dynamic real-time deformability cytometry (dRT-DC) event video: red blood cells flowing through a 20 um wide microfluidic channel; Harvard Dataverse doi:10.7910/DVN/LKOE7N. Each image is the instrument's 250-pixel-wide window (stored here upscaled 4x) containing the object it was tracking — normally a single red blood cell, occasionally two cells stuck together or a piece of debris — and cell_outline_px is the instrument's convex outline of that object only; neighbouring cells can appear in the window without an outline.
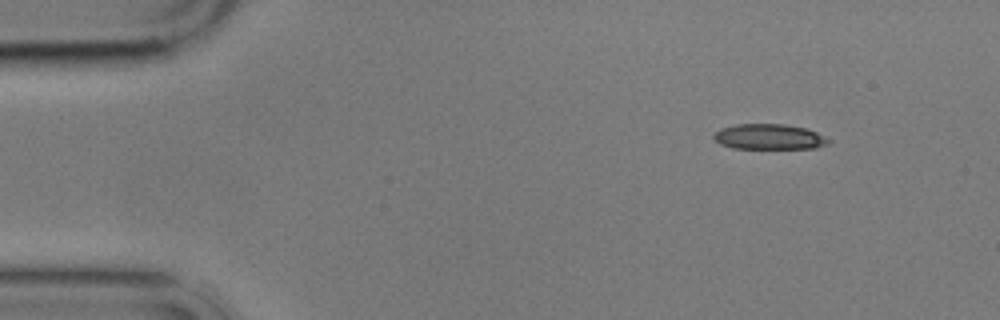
{"species": "common noctule bat (a hibernating species)", "species_latin": "Nyctalus noctula", "temperature_condition": "cold", "stored_images_in_passage": 4, "camera_frame_rate_fps": 3000, "um_per_image_px": 0.085, "animal": {"sex": "male", "body_mass_g": 17.9}, "frame": {"image": 1, "passage_image": 1, "time_ms": 0.0, "image_size_px": [1000, 320], "cell_outline_px": [[832, 140], [828, 144], [816, 148], [732, 148], [720, 144], [712, 136], [720, 128], [736, 124], [784, 124], [808, 128]], "centroid_in_image_um": [65.4, 11.62], "position_along_channel_um": 19.6, "area_um2": 17.05}}
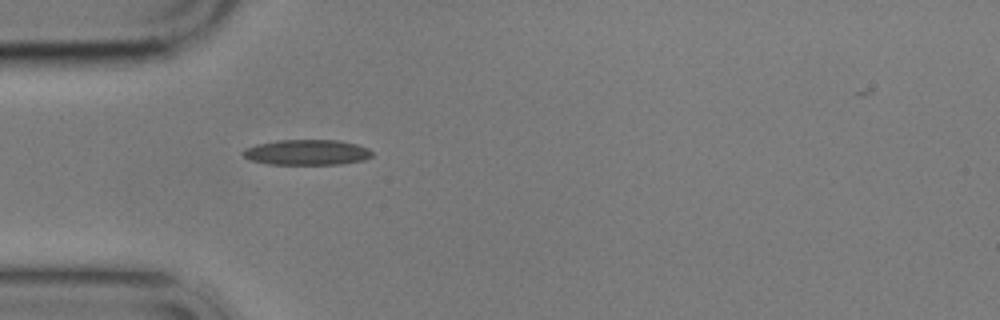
{"frame": {"image": 2, "passage_image": 4, "time_ms": 3.333, "image_size_px": [1000, 320], "cell_outline_px": [[372, 156], [364, 160], [340, 164], [268, 164], [252, 160], [244, 156], [240, 152], [244, 148], [256, 144], [280, 140], [336, 140], [356, 144], [368, 148], [372, 152]], "centroid_in_image_um": [26.07, 12.95], "position_along_channel_um": 58.9, "area_um2": 19.07}}